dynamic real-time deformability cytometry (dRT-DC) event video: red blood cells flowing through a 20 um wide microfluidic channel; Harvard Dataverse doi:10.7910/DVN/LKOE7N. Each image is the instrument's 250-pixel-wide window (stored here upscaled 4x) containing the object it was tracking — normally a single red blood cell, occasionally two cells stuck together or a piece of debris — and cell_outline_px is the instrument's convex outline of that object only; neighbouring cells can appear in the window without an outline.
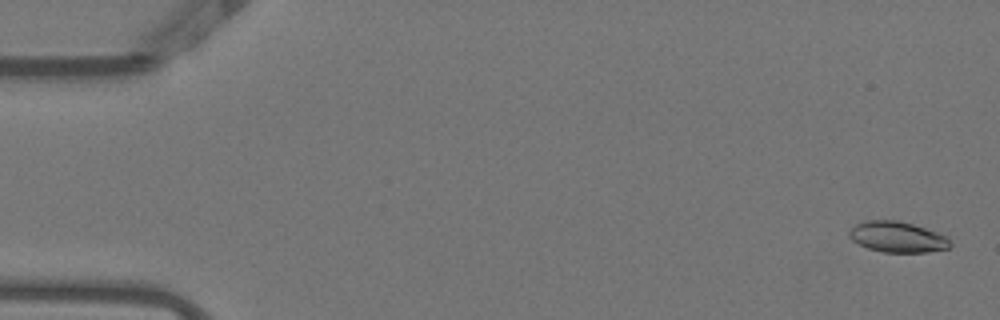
{"species": "Egyptian fruit bat (a non-hibernating species)", "species_latin": "Rousettus aegyptiacus", "temperature_condition": "warm", "stored_images_in_passage": 54, "camera_frame_rate_fps": 3000, "um_per_image_px": 0.085, "animal": {"sex": "female"}, "frame": {"image": 1, "passage_image": 2, "time_ms": 0.333, "image_size_px": [1000, 320], "cell_outline_px": [[952, 244], [948, 248], [928, 252], [884, 252], [868, 248], [852, 240], [848, 236], [848, 232], [856, 224], [864, 220], [896, 220], [912, 224], [948, 236]], "centroid_in_image_um": [76.28, 20.14], "position_along_channel_um": 8.7, "area_um2": 18.03}}
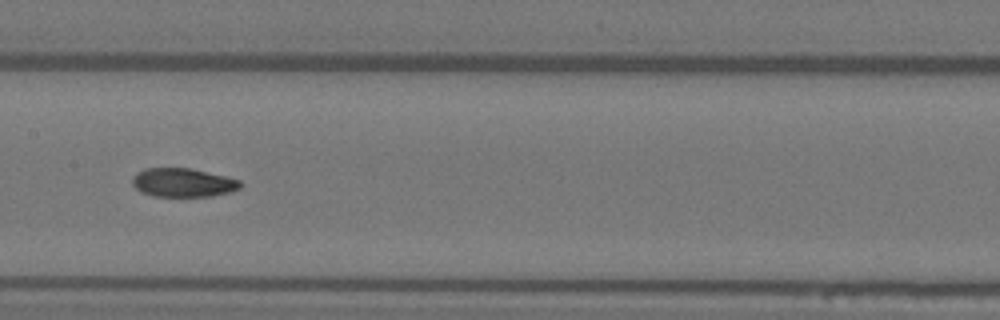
{"frame": {"image": 2, "passage_image": 27, "time_ms": 8.667, "image_size_px": [1000, 320], "cell_outline_px": [[244, 184], [240, 188], [232, 192], [212, 196], [152, 196], [140, 192], [132, 184], [132, 180], [136, 172], [144, 168], [188, 168], [224, 176], [240, 180]], "centroid_in_image_um": [15.55, 15.53], "position_along_channel_um": 191.8, "area_um2": 18.15}}
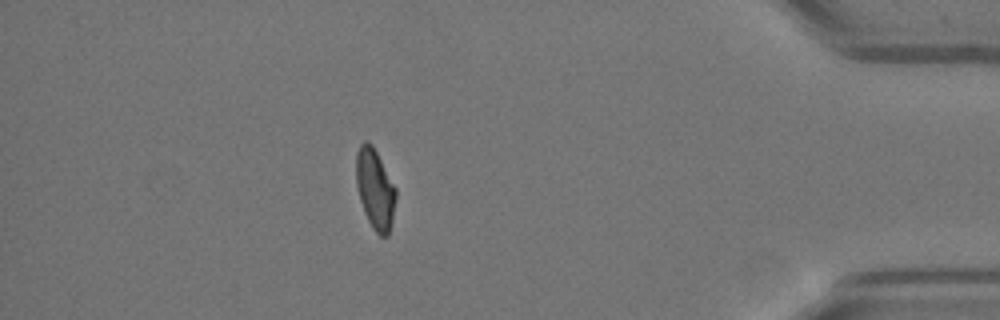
{"frame": {"image": 3, "passage_image": 47, "time_ms": 15.333, "image_size_px": [1000, 320], "cell_outline_px": [[396, 196], [392, 220], [388, 236], [380, 236], [372, 228], [364, 212], [360, 200], [356, 184], [356, 152], [360, 144], [364, 140], [368, 140], [372, 144], [396, 188]], "centroid_in_image_um": [31.87, 16.05], "position_along_channel_um": 403.3, "area_um2": 18.55}, "authors_computed_cell_mechanics": {"area_um2": 18.5249, "velocity_mm_per_s": 3.8531, "shape_relaxation_time_tau1_ms": 7.6266, "shape_relaxation_time_tau2_ms": 2.35, "deformation_change_tau1": 0.2211, "deformation_change_tau2": 0.075}}